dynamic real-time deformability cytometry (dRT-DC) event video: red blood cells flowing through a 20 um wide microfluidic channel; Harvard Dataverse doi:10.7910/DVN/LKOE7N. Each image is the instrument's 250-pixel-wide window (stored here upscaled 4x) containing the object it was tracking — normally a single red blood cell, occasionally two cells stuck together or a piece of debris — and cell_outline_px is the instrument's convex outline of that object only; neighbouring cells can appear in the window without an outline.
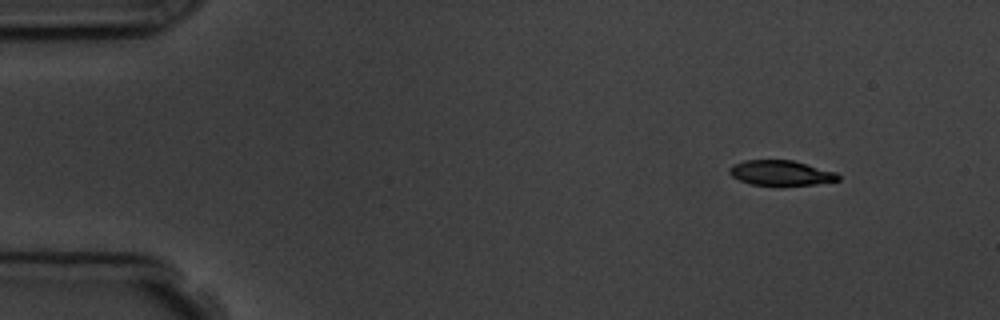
{"species": "common noctule bat (a hibernating species)", "species_latin": "Nyctalus noctula", "temperature_condition": "room temperature", "stored_images_in_passage": 5, "camera_frame_rate_fps": 3000, "um_per_image_px": 0.085, "animal": {"sex": "male", "body_mass_g": 19.5, "forearm_length_mm": 54.6}, "frame": {"image": 1, "passage_image": 1, "time_ms": 0.0, "image_size_px": [1000, 320], "cell_outline_px": [[840, 180], [816, 184], [752, 184], [740, 180], [732, 176], [728, 172], [728, 168], [732, 164], [744, 160], [792, 160], [836, 172], [840, 176]], "centroid_in_image_um": [66.35, 14.67], "position_along_channel_um": 18.6, "area_um2": 15.61}}